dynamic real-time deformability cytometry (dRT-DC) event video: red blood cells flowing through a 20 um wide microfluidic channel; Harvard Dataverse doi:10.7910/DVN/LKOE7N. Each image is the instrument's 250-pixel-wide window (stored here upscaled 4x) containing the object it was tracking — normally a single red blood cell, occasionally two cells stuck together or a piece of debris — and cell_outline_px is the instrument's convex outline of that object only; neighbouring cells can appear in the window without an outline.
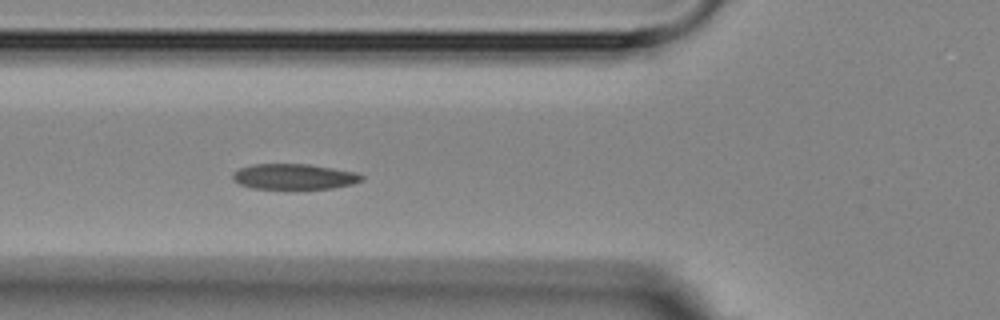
{"species": "Egyptian fruit bat (a non-hibernating species)", "species_latin": "Rousettus aegyptiacus", "temperature_condition": "room temperature", "stored_images_in_passage": 6, "camera_frame_rate_fps": 3000, "um_per_image_px": 0.085, "animal": {"sex": "female"}, "frame": {"image": 1, "passage_image": 3, "time_ms": 2.333, "image_size_px": [1000, 320], "cell_outline_px": [[364, 180], [352, 184], [332, 188], [296, 192], [252, 188], [240, 184], [232, 180], [232, 172], [240, 168], [252, 164], [308, 164], [356, 172], [364, 176]], "centroid_in_image_um": [24.98, 15.06], "position_along_channel_um": 100.8, "area_um2": 20.23}}
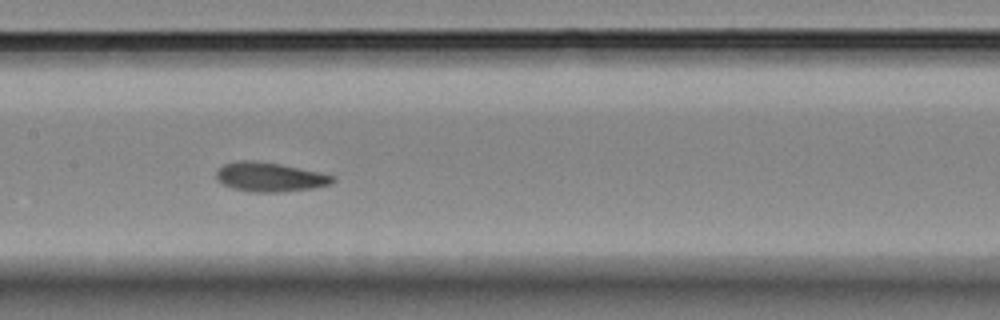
{"frame": {"image": 2, "passage_image": 5, "time_ms": 4.667, "image_size_px": [1000, 320], "cell_outline_px": [[336, 180], [332, 184], [312, 188], [280, 192], [248, 192], [232, 188], [216, 180], [216, 168], [224, 164], [240, 160], [252, 160], [280, 164], [320, 172], [336, 176]], "centroid_in_image_um": [22.92, 15.04], "position_along_channel_um": 184.5, "area_um2": 20.06}}
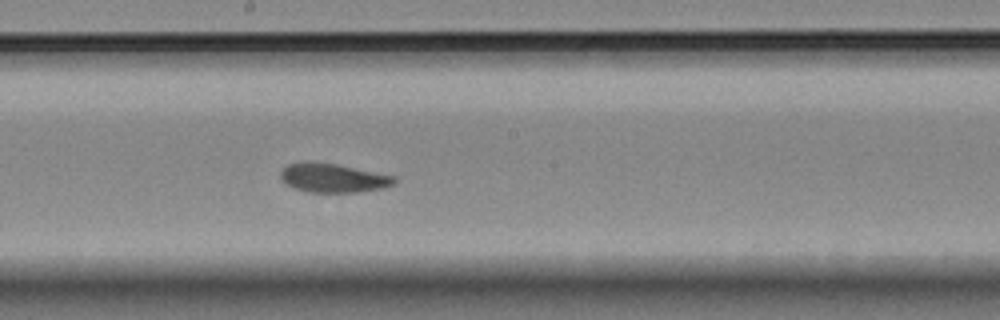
{"frame": {"image": 3, "passage_image": 6, "time_ms": 5.667, "image_size_px": [1000, 320], "cell_outline_px": [[396, 184], [384, 188], [360, 192], [308, 192], [284, 184], [280, 180], [280, 172], [288, 164], [336, 164], [396, 176]], "centroid_in_image_um": [28.37, 15.17], "position_along_channel_um": 219.8, "area_um2": 18.79}}